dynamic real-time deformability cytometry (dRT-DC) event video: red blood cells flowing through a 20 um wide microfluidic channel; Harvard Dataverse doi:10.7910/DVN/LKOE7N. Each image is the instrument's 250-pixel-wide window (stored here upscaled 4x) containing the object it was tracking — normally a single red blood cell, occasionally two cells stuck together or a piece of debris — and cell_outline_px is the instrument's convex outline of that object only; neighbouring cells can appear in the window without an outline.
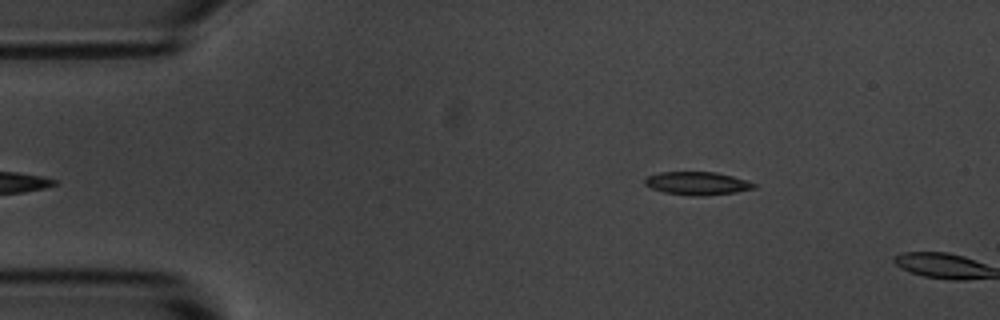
{"species": "common noctule bat (a hibernating species)", "species_latin": "Nyctalus noctula", "temperature_condition": "room temperature", "stored_images_in_passage": 4, "camera_frame_rate_fps": 3000, "um_per_image_px": 0.085, "animal": {"sex": "male", "body_mass_g": 20.1, "forearm_length_mm": 53.5}, "frame": {"image": 1, "passage_image": 4, "time_ms": 4.333, "image_size_px": [1000, 320], "cell_outline_px": [[756, 188], [736, 192], [704, 196], [692, 196], [664, 192], [652, 188], [644, 184], [644, 180], [648, 176], [660, 172], [716, 172], [732, 176], [756, 184]], "centroid_in_image_um": [59.26, 15.59], "position_along_channel_um": 25.7, "area_um2": 14.62}}